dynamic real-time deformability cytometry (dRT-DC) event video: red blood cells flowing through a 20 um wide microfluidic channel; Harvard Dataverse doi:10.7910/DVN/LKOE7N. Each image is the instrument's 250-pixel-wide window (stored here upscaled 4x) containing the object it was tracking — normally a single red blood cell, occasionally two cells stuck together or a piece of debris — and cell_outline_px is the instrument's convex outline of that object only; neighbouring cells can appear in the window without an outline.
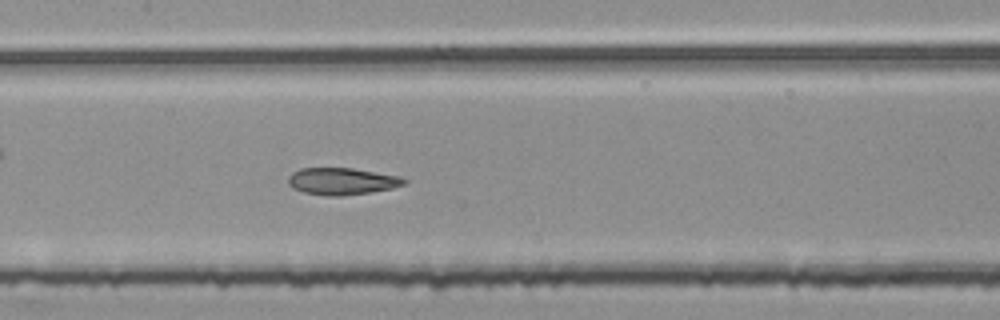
{"species": "common noctule bat (a hibernating species)", "species_latin": "Nyctalus noctula", "temperature_condition": "room temperature", "stored_images_in_passage": 54, "segment_of_instrument_passage": [2, 2], "camera_frame_rate_fps": 3000, "um_per_image_px": 0.085, "animal": {"sex": "female", "body_mass_g": 25.1}, "frame": {"image": 1, "passage_image": 26, "time_ms": 8.333, "image_size_px": [1000, 320], "cell_outline_px": [[408, 180], [404, 184], [392, 188], [368, 192], [340, 196], [324, 196], [304, 192], [292, 188], [288, 184], [288, 176], [292, 172], [300, 168], [352, 168], [400, 176]], "centroid_in_image_um": [29.03, 15.4], "position_along_channel_um": 178.4, "area_um2": 18.21}}
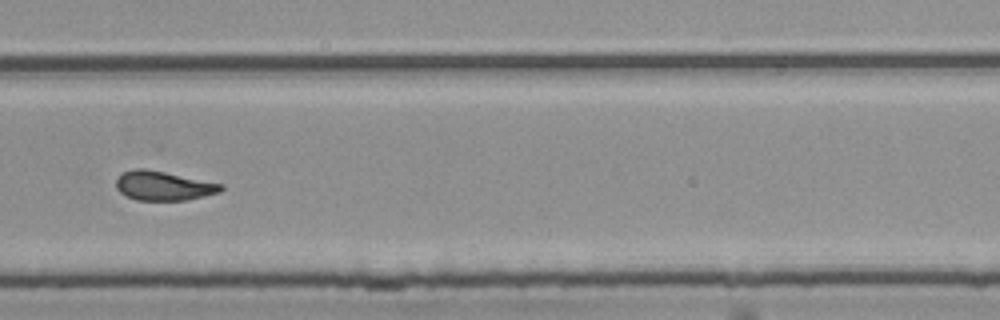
{"frame": {"image": 2, "passage_image": 37, "time_ms": 12.0, "image_size_px": [1000, 320], "cell_outline_px": [[224, 188], [220, 192], [188, 200], [136, 200], [124, 196], [116, 188], [116, 176], [120, 172], [132, 168], [144, 168], [224, 184]], "centroid_in_image_um": [13.84, 15.78], "position_along_channel_um": 316.0, "area_um2": 18.15}}
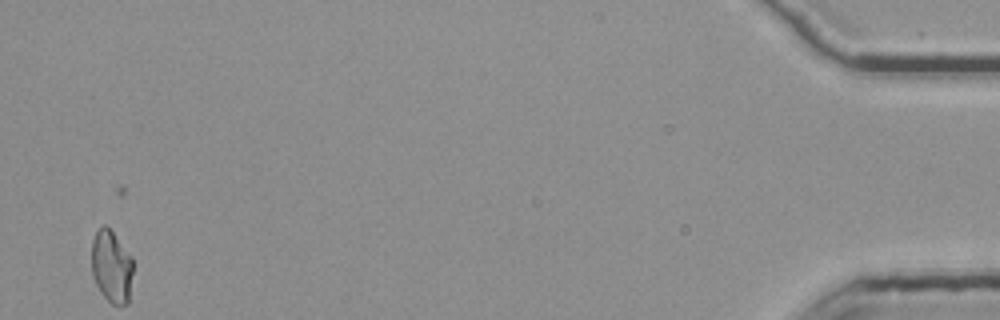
{"frame": {"image": 3, "passage_image": 53, "time_ms": 17.333, "image_size_px": [1000, 320], "cell_outline_px": [[132, 272], [128, 304], [112, 304], [100, 292], [92, 276], [92, 240], [96, 232], [104, 224], [112, 232], [132, 256]], "centroid_in_image_um": [9.47, 22.67], "position_along_channel_um": 425.7, "area_um2": 17.28}}